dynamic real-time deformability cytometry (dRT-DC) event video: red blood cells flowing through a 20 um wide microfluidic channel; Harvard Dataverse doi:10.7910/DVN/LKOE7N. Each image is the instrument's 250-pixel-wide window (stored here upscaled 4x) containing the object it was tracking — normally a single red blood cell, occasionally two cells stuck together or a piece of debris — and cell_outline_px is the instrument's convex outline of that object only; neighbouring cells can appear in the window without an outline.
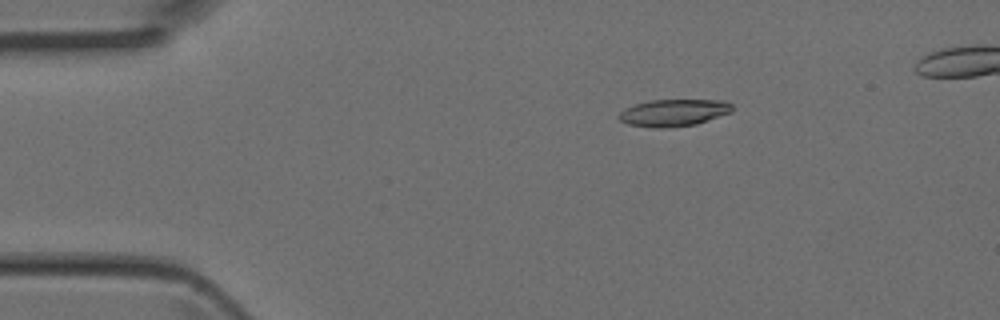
{"species": "Egyptian fruit bat (a non-hibernating species)", "species_latin": "Rousettus aegyptiacus", "temperature_condition": "room temperature", "stored_images_in_passage": 3, "camera_frame_rate_fps": 3000, "um_per_image_px": 0.085, "animal": {"sex": "female"}, "frame": {"image": 1, "passage_image": 2, "time_ms": 0.333, "image_size_px": [1000, 320], "cell_outline_px": [[732, 112], [696, 124], [660, 128], [652, 128], [628, 124], [620, 120], [616, 116], [624, 108], [648, 100], [724, 100], [732, 104]], "centroid_in_image_um": [57.24, 9.57], "position_along_channel_um": 27.8, "area_um2": 17.86}}
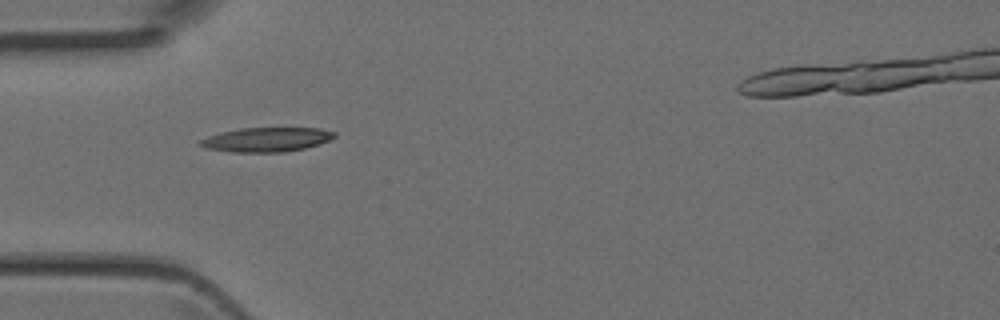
{"frame": {"image": 2, "passage_image": 3, "time_ms": 0.667, "image_size_px": [1000, 320], "cell_outline_px": [[336, 136], [320, 144], [304, 148], [284, 152], [232, 152], [208, 148], [196, 144], [200, 140], [208, 136], [240, 128], [320, 128], [336, 132]], "centroid_in_image_um": [22.68, 11.86], "position_along_channel_um": 62.3, "area_um2": 18.9}}